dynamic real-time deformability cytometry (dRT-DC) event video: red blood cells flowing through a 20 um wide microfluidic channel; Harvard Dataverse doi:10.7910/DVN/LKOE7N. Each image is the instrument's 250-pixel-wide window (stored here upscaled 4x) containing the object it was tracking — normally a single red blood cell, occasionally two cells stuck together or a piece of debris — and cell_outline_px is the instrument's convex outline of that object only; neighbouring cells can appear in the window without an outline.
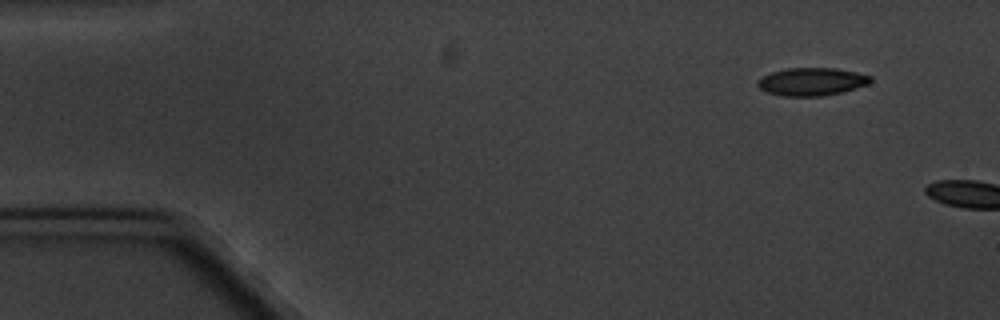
{"species": "common noctule bat (a hibernating species)", "species_latin": "Nyctalus noctula", "temperature_condition": "cold", "stored_images_in_passage": 2, "camera_frame_rate_fps": 3000, "um_per_image_px": 0.085, "animal": {"sex": "male", "body_mass_g": 20.1, "forearm_length_mm": 53.5}, "frame": {"image": 1, "passage_image": 1, "time_ms": 0.0, "image_size_px": [1000, 320], "cell_outline_px": [[872, 80], [868, 84], [856, 88], [824, 96], [784, 96], [768, 92], [760, 88], [756, 84], [756, 80], [772, 72], [784, 68], [836, 68], [856, 72], [872, 76]], "centroid_in_image_um": [69.0, 6.93], "position_along_channel_um": 16.0, "area_um2": 18.32}}